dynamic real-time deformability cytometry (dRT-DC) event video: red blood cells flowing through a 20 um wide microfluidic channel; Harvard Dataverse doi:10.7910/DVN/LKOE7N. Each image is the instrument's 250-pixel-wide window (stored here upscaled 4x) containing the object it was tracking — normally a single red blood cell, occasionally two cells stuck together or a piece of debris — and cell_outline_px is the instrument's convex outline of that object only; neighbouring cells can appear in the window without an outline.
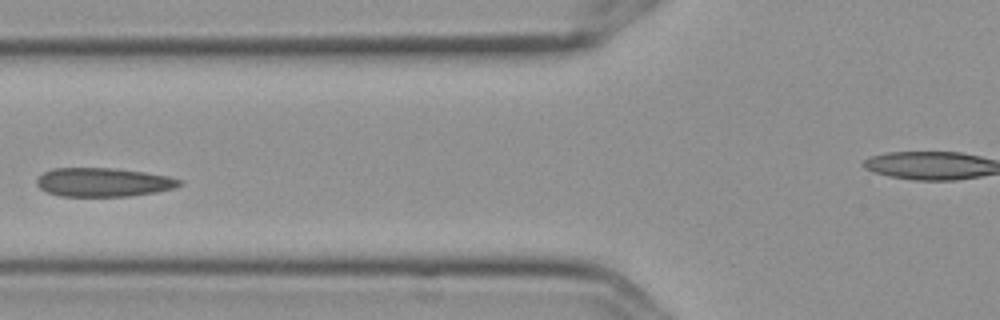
{"species": "Egyptian fruit bat (a non-hibernating species)", "species_latin": "Rousettus aegyptiacus", "temperature_condition": "cold", "stored_images_in_passage": 10, "segment_of_instrument_passage": [1, 2], "camera_frame_rate_fps": 3000, "um_per_image_px": 0.085, "frame": {"image": 1, "passage_image": 5, "time_ms": 1.333, "image_size_px": [1000, 320], "cell_outline_px": [[180, 184], [172, 188], [156, 192], [128, 196], [60, 196], [48, 192], [40, 188], [36, 184], [36, 180], [44, 172], [52, 168], [112, 168], [144, 172], [168, 176], [180, 180]], "centroid_in_image_um": [8.74, 15.49], "position_along_channel_um": 117.1, "area_um2": 23.7}}
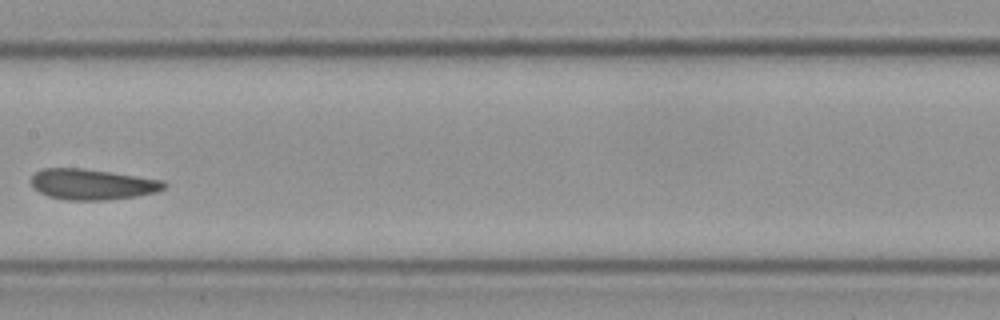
{"frame": {"image": 2, "passage_image": 7, "time_ms": 2.0, "image_size_px": [1000, 320], "cell_outline_px": [[168, 184], [164, 188], [156, 192], [136, 196], [104, 200], [64, 200], [48, 196], [32, 188], [32, 176], [36, 172], [44, 168], [84, 168], [164, 180]], "centroid_in_image_um": [7.84, 15.67], "position_along_channel_um": 199.6, "area_um2": 23.81}}
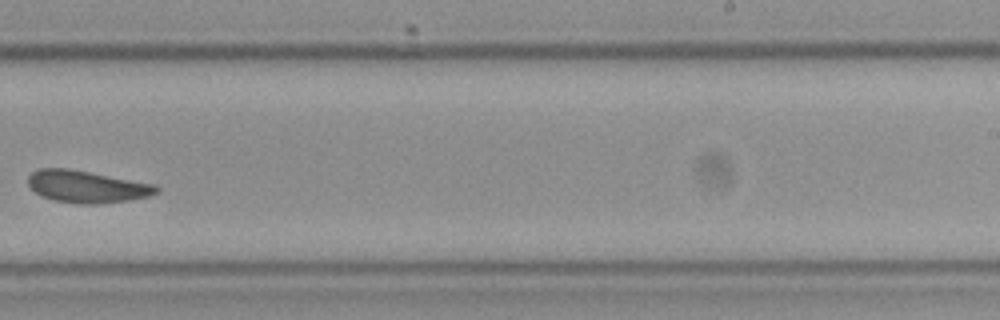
{"frame": {"image": 3, "passage_image": 9, "time_ms": 2.667, "image_size_px": [1000, 320], "cell_outline_px": [[160, 192], [148, 196], [128, 200], [92, 204], [76, 204], [52, 200], [36, 192], [28, 184], [28, 176], [32, 172], [40, 168], [68, 168], [156, 184], [160, 188]], "centroid_in_image_um": [7.4, 15.86], "position_along_channel_um": 281.6, "area_um2": 23.99}}